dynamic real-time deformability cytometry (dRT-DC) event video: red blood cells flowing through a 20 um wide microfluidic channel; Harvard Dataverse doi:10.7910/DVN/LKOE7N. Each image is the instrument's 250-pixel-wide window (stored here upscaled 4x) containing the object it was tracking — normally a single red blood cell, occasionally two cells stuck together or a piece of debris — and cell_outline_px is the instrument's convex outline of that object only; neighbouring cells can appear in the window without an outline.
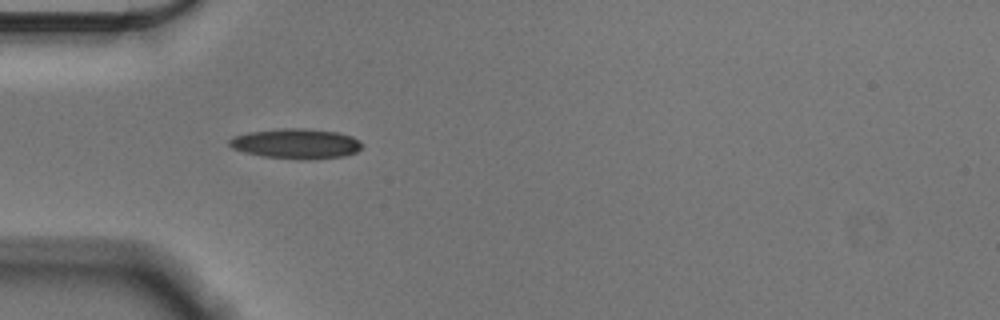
{"species": "Egyptian fruit bat (a non-hibernating species)", "species_latin": "Rousettus aegyptiacus", "temperature_condition": "cold", "stored_images_in_passage": 40, "camera_frame_rate_fps": 3000, "um_per_image_px": 0.085, "animal": {"sex": "male"}, "frame": {"image": 1, "passage_image": 1, "time_ms": 0.0, "image_size_px": [1000, 320], "cell_outline_px": [[364, 144], [356, 152], [344, 156], [304, 160], [300, 160], [260, 156], [244, 152], [232, 148], [228, 144], [228, 140], [232, 136], [248, 132], [280, 128], [304, 128], [336, 132], [352, 136]], "centroid_in_image_um": [25.13, 12.21], "position_along_channel_um": 59.9, "area_um2": 23.47}}
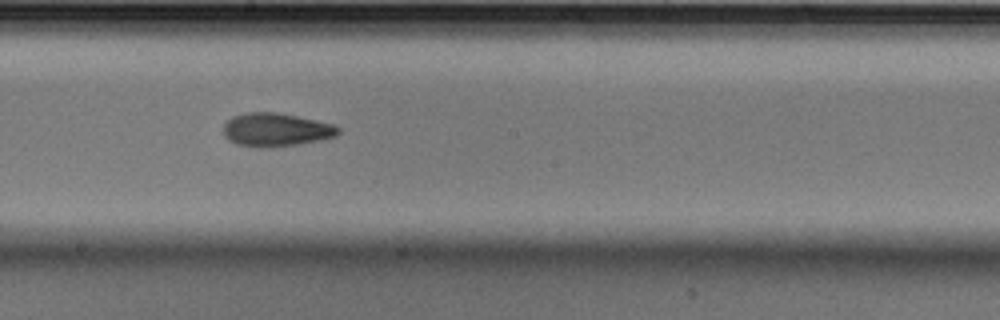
{"frame": {"image": 2, "passage_image": 15, "time_ms": 4.667, "image_size_px": [1000, 320], "cell_outline_px": [[340, 132], [336, 136], [320, 140], [300, 144], [268, 148], [256, 148], [236, 144], [228, 140], [224, 136], [224, 124], [232, 116], [244, 112], [276, 112], [316, 120], [332, 124], [340, 128]], "centroid_in_image_um": [23.43, 11.04], "position_along_channel_um": 224.8, "area_um2": 22.6}}
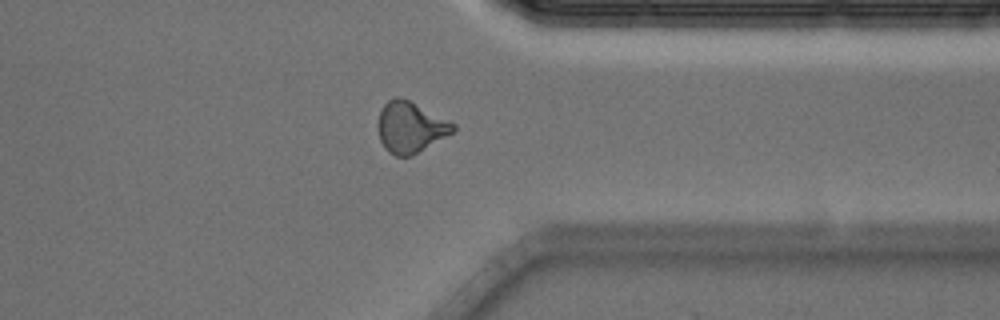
{"frame": {"image": 3, "passage_image": 28, "time_ms": 9.0, "image_size_px": [1000, 320], "cell_outline_px": [[456, 128], [452, 132], [416, 152], [408, 156], [396, 156], [388, 152], [380, 140], [376, 124], [380, 112], [384, 104], [388, 100], [396, 96], [400, 96], [456, 124]], "centroid_in_image_um": [34.82, 10.79], "position_along_channel_um": 376.6, "area_um2": 21.85}, "authors_computed_cell_mechanics": {"area_um2": 21.5305, "velocity_mm_per_s": 3.585, "shape_relaxation_time_tau1_ms": 5.1347, "shape_relaxation_time_tau2_ms": 4.7943, "deformation_change_tau1": 0.1304, "deformation_change_tau2": 0.1228}}